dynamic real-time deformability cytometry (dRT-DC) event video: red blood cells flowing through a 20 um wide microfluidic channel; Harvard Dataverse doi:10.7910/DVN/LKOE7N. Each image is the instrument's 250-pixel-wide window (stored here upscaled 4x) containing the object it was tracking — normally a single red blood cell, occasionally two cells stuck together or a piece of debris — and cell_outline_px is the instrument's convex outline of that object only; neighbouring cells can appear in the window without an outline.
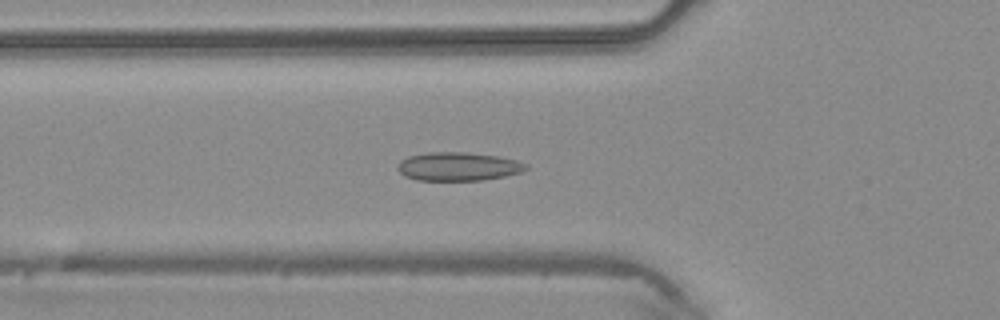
{"species": "common noctule bat (a hibernating species)", "species_latin": "Nyctalus noctula", "temperature_condition": "warm", "stored_images_in_passage": 44, "camera_frame_rate_fps": 3000, "um_per_image_px": 0.085, "animal": {"sex": "male", "body_mass_g": 20.4}, "frame": {"image": 1, "passage_image": 15, "time_ms": 4.667, "image_size_px": [1000, 320], "cell_outline_px": [[528, 168], [520, 172], [504, 176], [484, 180], [416, 180], [404, 176], [396, 168], [400, 160], [408, 156], [428, 152], [460, 152], [496, 156], [516, 160], [528, 164]], "centroid_in_image_um": [38.91, 14.15], "position_along_channel_um": 86.9, "area_um2": 21.27}}
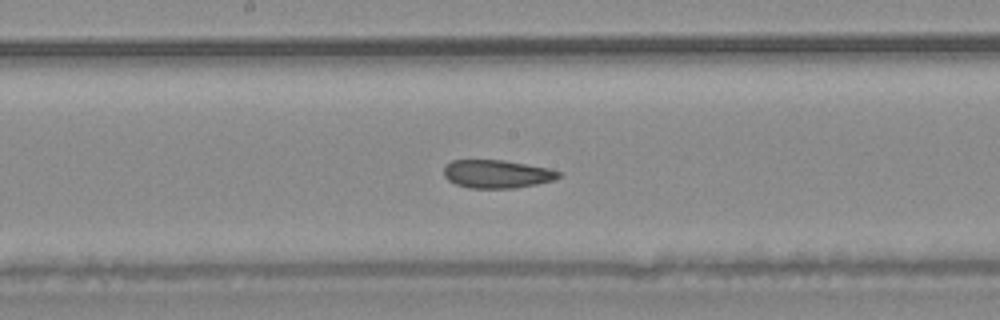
{"frame": {"image": 2, "passage_image": 23, "time_ms": 7.333, "image_size_px": [1000, 320], "cell_outline_px": [[560, 176], [556, 180], [516, 188], [468, 188], [456, 184], [448, 180], [444, 176], [444, 168], [452, 160], [504, 160], [548, 168], [560, 172]], "centroid_in_image_um": [42.24, 14.79], "position_along_channel_um": 206.0, "area_um2": 18.84}}
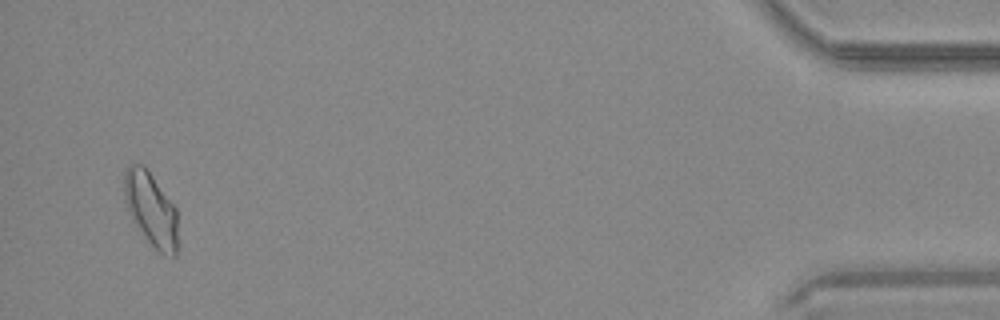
{"frame": {"image": 3, "passage_image": 43, "time_ms": 14.0, "image_size_px": [1000, 320], "cell_outline_px": [[176, 256], [172, 256], [160, 252], [148, 240], [132, 216], [124, 200], [124, 172], [128, 164], [144, 164], [176, 208]], "centroid_in_image_um": [12.82, 17.7], "position_along_channel_um": 422.4, "area_um2": 22.31}}